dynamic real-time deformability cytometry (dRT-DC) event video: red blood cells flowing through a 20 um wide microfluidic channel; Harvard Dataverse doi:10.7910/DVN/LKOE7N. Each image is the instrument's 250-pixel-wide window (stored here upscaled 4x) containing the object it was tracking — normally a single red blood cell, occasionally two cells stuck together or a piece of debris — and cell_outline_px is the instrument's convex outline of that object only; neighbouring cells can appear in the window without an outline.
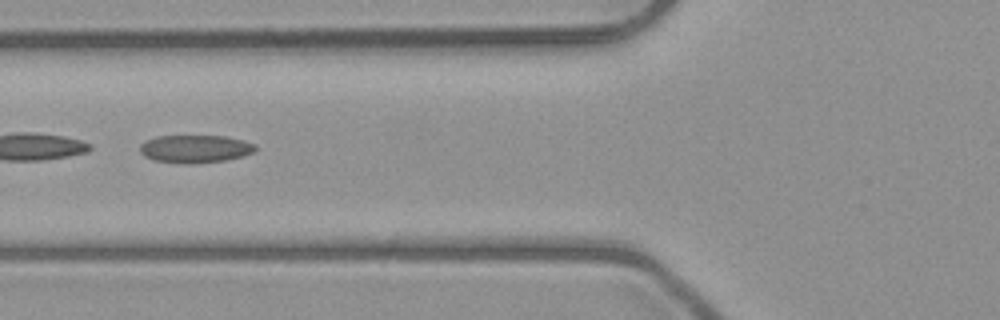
{"species": "common noctule bat (a hibernating species)", "species_latin": "Nyctalus noctula", "temperature_condition": "room temperature", "stored_images_in_passage": 6, "camera_frame_rate_fps": 3000, "um_per_image_px": 0.085, "animal": {"sex": "male", "body_mass_g": 23.1, "forearm_length_mm": 52.7}, "frame": {"image": 1, "passage_image": 5, "time_ms": 5.333, "image_size_px": [1000, 320], "cell_outline_px": [[256, 152], [244, 156], [228, 160], [196, 164], [188, 164], [152, 160], [144, 156], [140, 152], [140, 144], [156, 136], [224, 136], [244, 140], [256, 144]], "centroid_in_image_um": [16.63, 12.66], "position_along_channel_um": 109.2, "area_um2": 19.02}}
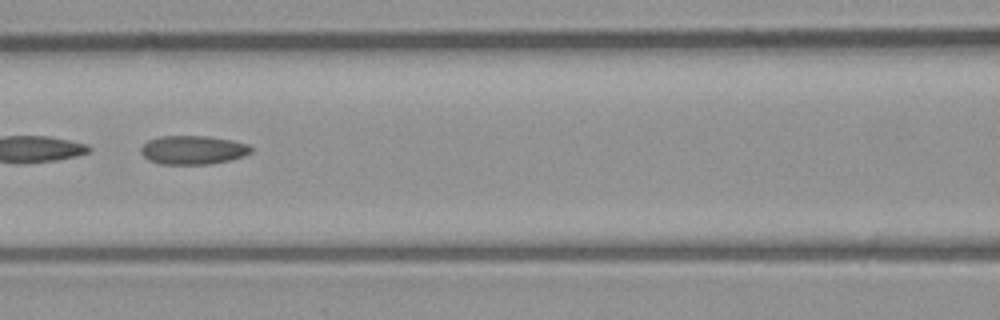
{"frame": {"image": 2, "passage_image": 6, "time_ms": 6.333, "image_size_px": [1000, 320], "cell_outline_px": [[252, 152], [228, 160], [208, 164], [160, 164], [148, 160], [140, 152], [140, 148], [148, 140], [160, 136], [208, 136], [232, 140], [248, 144], [252, 148]], "centroid_in_image_um": [16.37, 12.74], "position_along_channel_um": 150.2, "area_um2": 18.38}}